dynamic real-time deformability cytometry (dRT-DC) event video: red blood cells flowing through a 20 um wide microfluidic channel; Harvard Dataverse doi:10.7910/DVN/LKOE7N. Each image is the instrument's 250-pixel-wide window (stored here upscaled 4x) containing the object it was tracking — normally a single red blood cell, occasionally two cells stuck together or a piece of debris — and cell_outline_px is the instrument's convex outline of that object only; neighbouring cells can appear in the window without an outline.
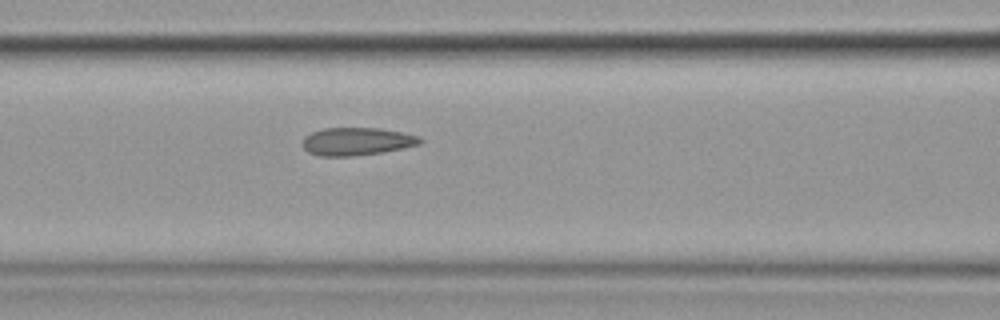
{"species": "common noctule bat (a hibernating species)", "species_latin": "Nyctalus noctula", "temperature_condition": "cold", "stored_images_in_passage": 9, "camera_frame_rate_fps": 3000, "um_per_image_px": 0.085, "animal": {"sex": "female", "body_mass_g": 19.9}, "frame": {"image": 1, "passage_image": 9, "time_ms": 9.333, "image_size_px": [1000, 320], "cell_outline_px": [[424, 140], [420, 144], [404, 148], [384, 152], [352, 156], [320, 156], [308, 152], [304, 148], [304, 136], [312, 132], [324, 128], [380, 128], [420, 136]], "centroid_in_image_um": [30.36, 12.02], "position_along_channel_um": 136.2, "area_um2": 19.07}}